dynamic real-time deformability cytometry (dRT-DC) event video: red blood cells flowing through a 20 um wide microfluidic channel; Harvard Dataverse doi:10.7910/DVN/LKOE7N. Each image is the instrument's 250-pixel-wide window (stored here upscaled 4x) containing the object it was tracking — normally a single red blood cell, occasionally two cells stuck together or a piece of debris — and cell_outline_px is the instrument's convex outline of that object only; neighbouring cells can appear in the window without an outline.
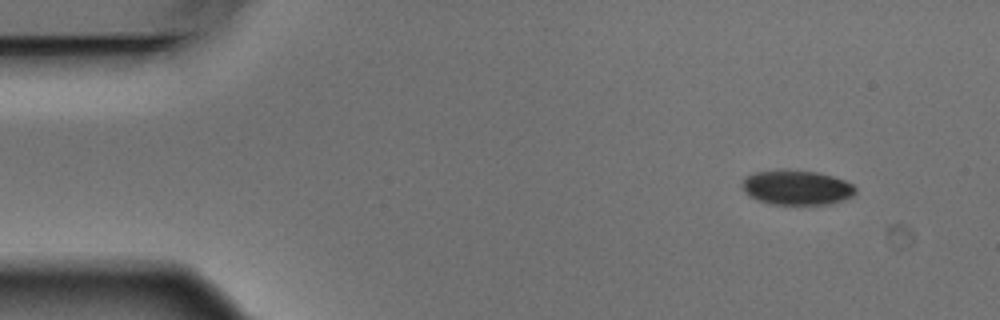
{"species": "Egyptian fruit bat (a non-hibernating species)", "species_latin": "Rousettus aegyptiacus", "temperature_condition": "warm", "stored_images_in_passage": 4, "camera_frame_rate_fps": 3000, "um_per_image_px": 0.085, "animal": {"sex": "male"}, "frame": {"image": 1, "passage_image": 1, "time_ms": 0.0, "image_size_px": [1000, 320], "cell_outline_px": [[856, 192], [852, 196], [828, 204], [772, 204], [748, 196], [740, 184], [744, 176], [756, 172], [784, 168], [788, 168], [816, 172], [832, 176], [844, 180], [852, 184], [856, 188]], "centroid_in_image_um": [67.67, 15.91], "position_along_channel_um": 17.3, "area_um2": 23.12}}
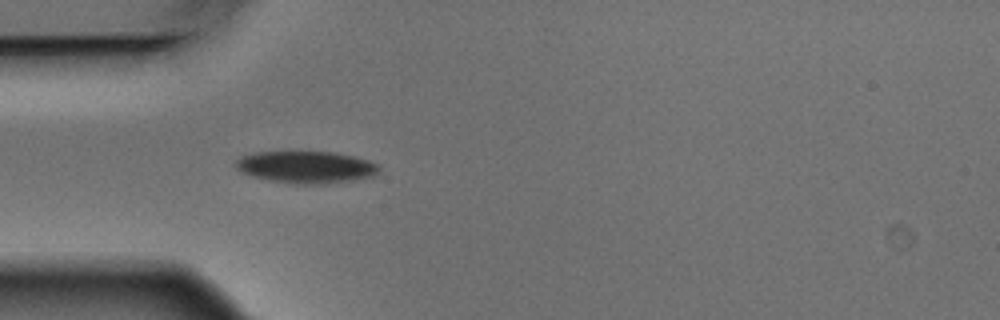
{"frame": {"image": 2, "passage_image": 4, "time_ms": 1.0, "image_size_px": [1000, 320], "cell_outline_px": [[380, 172], [376, 176], [352, 180], [324, 184], [292, 184], [268, 180], [252, 176], [236, 168], [236, 160], [240, 156], [256, 152], [332, 152], [352, 156], [368, 160], [380, 164]], "centroid_in_image_um": [26.06, 14.21], "position_along_channel_um": 58.9, "area_um2": 26.88}}